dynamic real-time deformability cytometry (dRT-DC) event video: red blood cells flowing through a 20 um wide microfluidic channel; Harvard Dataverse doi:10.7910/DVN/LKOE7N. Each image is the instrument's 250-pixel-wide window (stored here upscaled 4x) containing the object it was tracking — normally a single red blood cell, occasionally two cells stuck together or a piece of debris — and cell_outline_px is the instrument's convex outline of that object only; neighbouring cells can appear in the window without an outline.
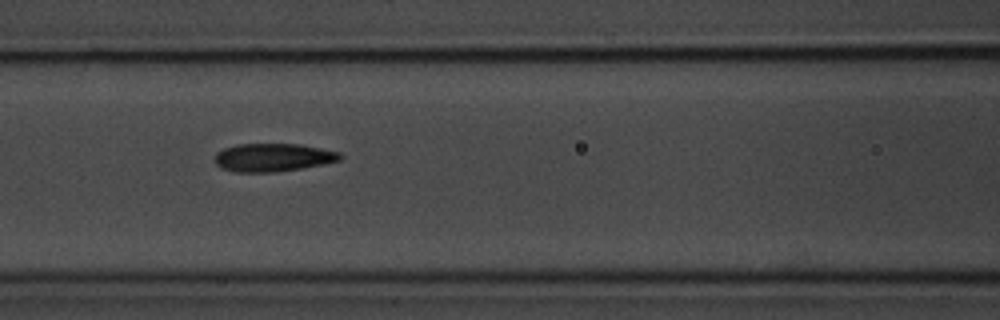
{"species": "common noctule bat (a hibernating species)", "species_latin": "Nyctalus noctula", "temperature_condition": "room temperature", "stored_images_in_passage": 7, "camera_frame_rate_fps": 3000, "um_per_image_px": 0.085, "animal": {"sex": "male", "body_mass_g": 20.1, "forearm_length_mm": 53.5}, "frame": {"image": 1, "passage_image": 4, "time_ms": 3.333, "image_size_px": [1000, 320], "cell_outline_px": [[340, 160], [300, 168], [276, 172], [236, 172], [220, 168], [212, 160], [216, 152], [224, 148], [236, 144], [300, 144], [340, 152]], "centroid_in_image_um": [23.11, 13.38], "position_along_channel_um": 143.5, "area_um2": 20.52}}
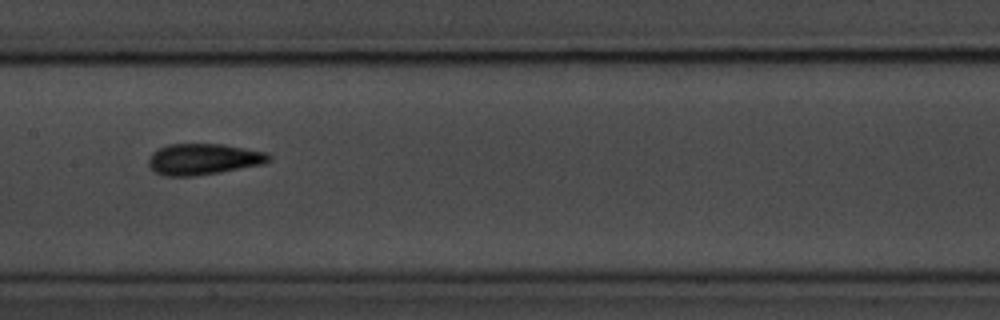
{"frame": {"image": 2, "passage_image": 5, "time_ms": 4.667, "image_size_px": [1000, 320], "cell_outline_px": [[272, 160], [264, 164], [220, 172], [192, 176], [164, 176], [156, 172], [148, 164], [148, 160], [152, 152], [168, 144], [224, 144], [268, 152], [272, 156]], "centroid_in_image_um": [17.34, 13.52], "position_along_channel_um": 190.1, "area_um2": 21.96}}
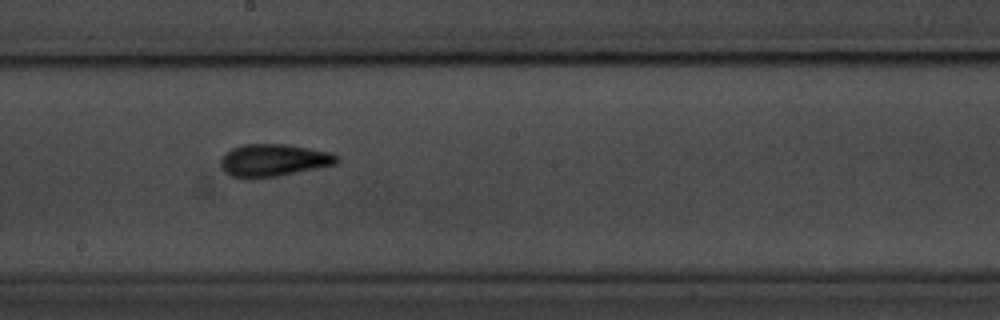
{"frame": {"image": 3, "passage_image": 6, "time_ms": 5.667, "image_size_px": [1000, 320], "cell_outline_px": [[340, 160], [336, 164], [276, 176], [232, 176], [224, 172], [220, 164], [220, 160], [224, 152], [232, 148], [244, 144], [288, 144], [332, 152], [340, 156]], "centroid_in_image_um": [23.28, 13.58], "position_along_channel_um": 224.9, "area_um2": 21.68}}